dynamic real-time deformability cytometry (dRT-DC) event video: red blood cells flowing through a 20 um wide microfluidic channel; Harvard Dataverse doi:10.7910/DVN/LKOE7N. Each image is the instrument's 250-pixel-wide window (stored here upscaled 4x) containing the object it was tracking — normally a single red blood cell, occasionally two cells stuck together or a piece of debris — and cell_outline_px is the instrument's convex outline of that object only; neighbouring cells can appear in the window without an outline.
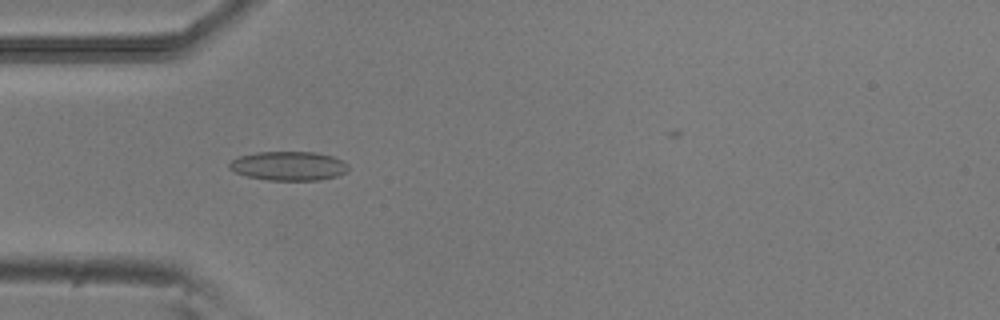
{"species": "common noctule bat (a hibernating species)", "species_latin": "Nyctalus noctula", "temperature_condition": "room temperature", "stored_images_in_passage": 10, "camera_frame_rate_fps": 3000, "um_per_image_px": 0.085, "animal": {"sex": "male", "body_mass_g": 20.5, "forearm_length_mm": 52.5}, "frame": {"image": 1, "passage_image": 1, "time_ms": 0.0, "image_size_px": [1000, 320], "cell_outline_px": [[348, 168], [344, 172], [336, 176], [320, 180], [268, 180], [248, 176], [236, 172], [228, 168], [228, 164], [232, 160], [240, 156], [256, 152], [316, 152], [332, 156], [348, 164]], "centroid_in_image_um": [24.51, 14.1], "position_along_channel_um": 60.5, "area_um2": 20.0}}